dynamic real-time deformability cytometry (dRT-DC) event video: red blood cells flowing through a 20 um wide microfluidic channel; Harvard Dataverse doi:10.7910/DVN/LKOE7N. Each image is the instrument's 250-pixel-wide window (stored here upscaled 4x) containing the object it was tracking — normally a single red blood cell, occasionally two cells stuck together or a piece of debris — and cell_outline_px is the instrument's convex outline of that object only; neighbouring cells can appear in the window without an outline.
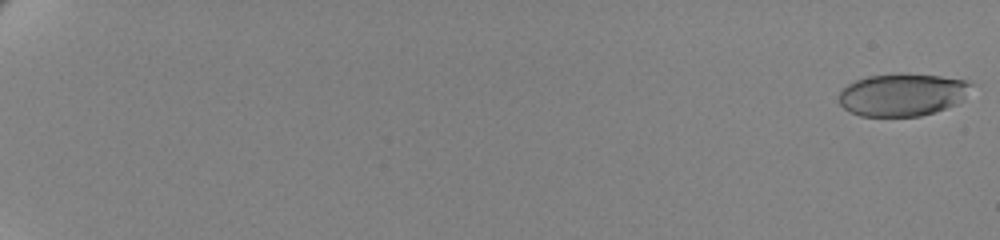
{"species": "human", "species_latin": "Homo sapiens", "temperature_condition": "cold", "stored_images_in_passage": 23, "camera_frame_rate_fps": 3000, "um_per_image_px": 0.085, "donor": {"sex": "female"}, "frame": {"image": 1, "passage_image": 1, "time_ms": 0.0, "image_size_px": [1000, 240], "cell_outline_px": [[972, 84], [956, 104], [920, 116], [860, 116], [844, 108], [840, 104], [840, 92], [848, 84], [856, 80], [868, 76], [900, 72], [940, 76], [968, 80]], "centroid_in_image_um": [76.67, 8.03], "position_along_channel_um": 8.3, "area_um2": 32.54}}
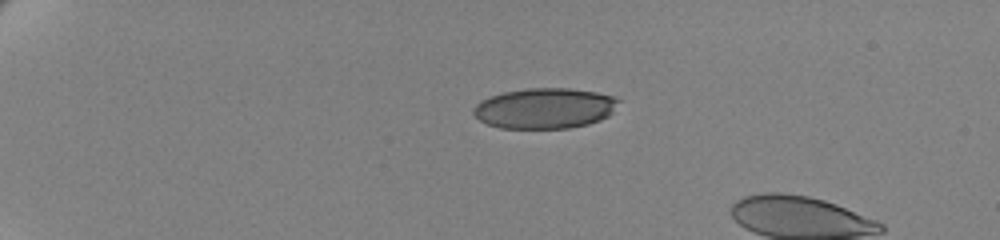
{"frame": {"image": 2, "passage_image": 17, "time_ms": 5.333, "image_size_px": [1000, 240], "cell_outline_px": [[620, 100], [612, 112], [608, 116], [600, 120], [588, 124], [568, 128], [500, 128], [488, 124], [480, 120], [472, 112], [472, 108], [480, 100], [488, 96], [504, 92], [528, 88], [568, 88], [596, 92], [616, 96]], "centroid_in_image_um": [46.29, 9.2], "position_along_channel_um": 38.7, "area_um2": 34.39}}